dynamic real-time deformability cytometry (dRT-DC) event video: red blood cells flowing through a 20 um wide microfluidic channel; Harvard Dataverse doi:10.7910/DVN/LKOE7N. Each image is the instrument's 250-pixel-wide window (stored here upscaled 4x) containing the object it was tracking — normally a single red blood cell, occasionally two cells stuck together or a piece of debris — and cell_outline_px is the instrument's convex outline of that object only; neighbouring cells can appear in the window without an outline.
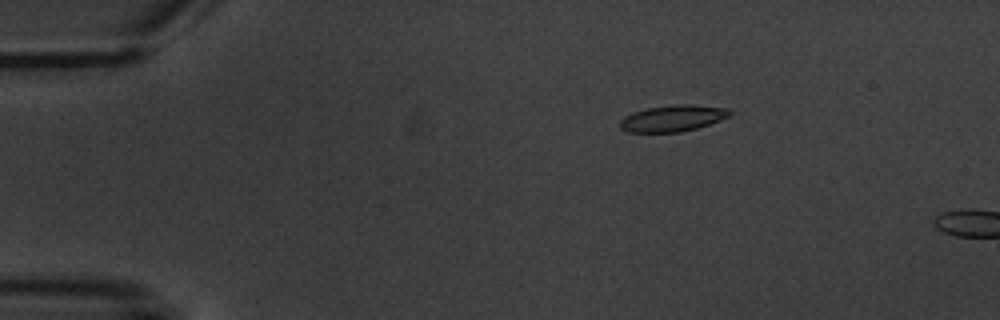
{"species": "common noctule bat (a hibernating species)", "species_latin": "Nyctalus noctula", "temperature_condition": "warm", "stored_images_in_passage": 3, "camera_frame_rate_fps": 3000, "um_per_image_px": 0.085, "animal": {"sex": "male", "body_mass_g": 20.1, "forearm_length_mm": 53.5}, "frame": {"image": 1, "passage_image": 2, "time_ms": 1.0, "image_size_px": [1000, 320], "cell_outline_px": [[732, 112], [728, 116], [720, 120], [696, 128], [680, 132], [628, 132], [620, 128], [620, 120], [624, 116], [632, 112], [648, 108], [672, 104], [692, 104], [728, 108]], "centroid_in_image_um": [57.16, 10.04], "position_along_channel_um": 27.8, "area_um2": 16.88}}